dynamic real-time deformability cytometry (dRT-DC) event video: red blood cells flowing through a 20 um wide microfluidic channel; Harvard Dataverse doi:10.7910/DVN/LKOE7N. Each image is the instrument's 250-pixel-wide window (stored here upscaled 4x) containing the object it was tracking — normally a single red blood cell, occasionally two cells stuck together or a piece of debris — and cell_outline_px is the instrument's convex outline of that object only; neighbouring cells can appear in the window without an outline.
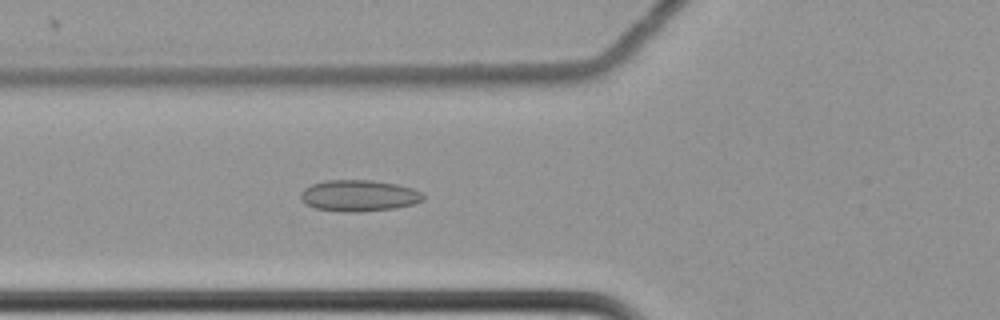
{"species": "common noctule bat (a hibernating species)", "species_latin": "Nyctalus noctula", "temperature_condition": "cold", "stored_images_in_passage": 47, "camera_frame_rate_fps": 3000, "um_per_image_px": 0.085, "animal": {"sex": "female", "body_mass_g": 22.7, "forearm_length_mm": 54.2}, "frame": {"image": 1, "passage_image": 10, "time_ms": 3.0, "image_size_px": [1000, 320], "cell_outline_px": [[424, 200], [412, 204], [396, 208], [356, 212], [340, 212], [316, 208], [304, 204], [300, 200], [300, 192], [304, 188], [312, 184], [324, 180], [372, 180], [396, 184], [412, 188], [420, 192], [424, 196]], "centroid_in_image_um": [30.46, 16.63], "position_along_channel_um": 95.3, "area_um2": 22.54}}
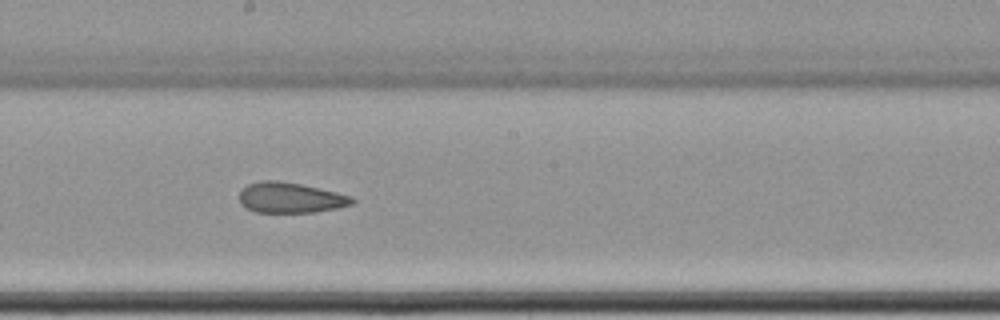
{"frame": {"image": 2, "passage_image": 21, "time_ms": 6.667, "image_size_px": [1000, 320], "cell_outline_px": [[356, 200], [352, 204], [336, 208], [316, 212], [256, 212], [240, 204], [240, 192], [248, 184], [264, 180], [276, 180], [300, 184], [336, 192], [352, 196]], "centroid_in_image_um": [24.7, 16.8], "position_along_channel_um": 223.5, "area_um2": 19.83}}
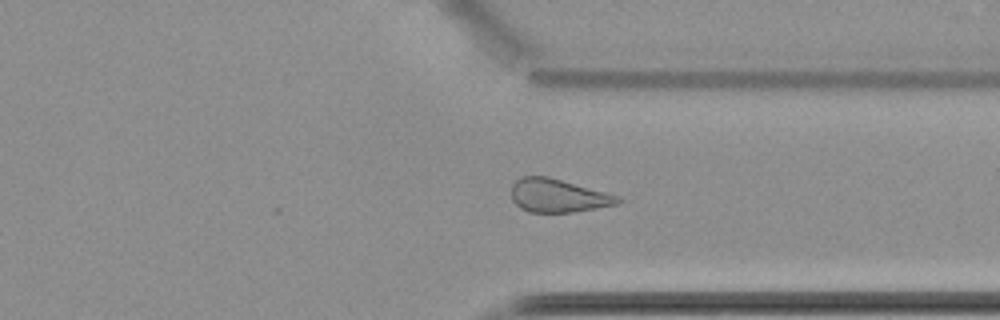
{"frame": {"image": 3, "passage_image": 33, "time_ms": 10.667, "image_size_px": [1000, 320], "cell_outline_px": [[624, 200], [616, 204], [596, 208], [572, 212], [528, 212], [520, 208], [512, 200], [512, 184], [520, 176], [548, 176], [620, 196]], "centroid_in_image_um": [47.42, 16.62], "position_along_channel_um": 364.0, "area_um2": 20.69}, "authors_computed_cell_mechanics": {"area_um2": 21.7906, "velocity_mm_per_s": 3.4919, "shape_relaxation_time_tau1_ms": null, "shape_relaxation_time_tau2_ms": 3.3717, "deformation_change_tau1": null, "deformation_change_tau2": 0.106}}